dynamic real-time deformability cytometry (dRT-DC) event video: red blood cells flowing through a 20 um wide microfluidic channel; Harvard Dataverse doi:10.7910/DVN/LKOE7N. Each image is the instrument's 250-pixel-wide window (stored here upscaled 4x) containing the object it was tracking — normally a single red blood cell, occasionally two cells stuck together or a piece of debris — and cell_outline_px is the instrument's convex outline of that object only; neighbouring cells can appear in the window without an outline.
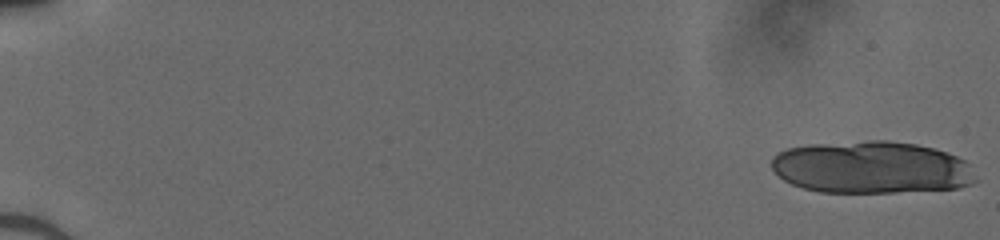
{"species": "human", "species_latin": "Homo sapiens", "temperature_condition": "cold", "stored_images_in_passage": 19, "camera_frame_rate_fps": 3000, "um_per_image_px": 0.085, "donor": {"sex": "male"}, "frame": {"image": 1, "passage_image": 1, "time_ms": 0.0, "image_size_px": [1000, 240], "cell_outline_px": [[980, 180], [972, 184], [960, 188], [896, 192], [820, 192], [804, 188], [792, 184], [784, 180], [772, 168], [772, 156], [776, 152], [788, 148], [808, 144], [868, 140], [888, 140], [916, 144], [932, 148], [956, 156], [964, 160], [968, 164]], "centroid_in_image_um": [74.08, 14.23], "position_along_channel_um": 10.9, "area_um2": 62.6}}